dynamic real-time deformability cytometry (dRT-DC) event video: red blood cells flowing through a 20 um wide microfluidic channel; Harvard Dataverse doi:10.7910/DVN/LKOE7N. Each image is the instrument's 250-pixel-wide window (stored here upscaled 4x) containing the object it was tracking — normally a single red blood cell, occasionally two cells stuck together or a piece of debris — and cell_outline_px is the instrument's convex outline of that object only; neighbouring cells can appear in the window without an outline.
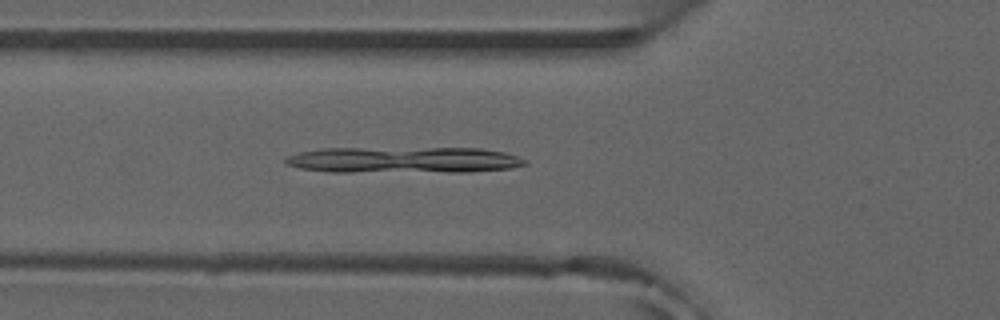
{"species": "common noctule bat (a hibernating species)", "species_latin": "Nyctalus noctula", "temperature_condition": "room temperature", "stored_images_in_passage": 18, "camera_frame_rate_fps": 3000, "um_per_image_px": 0.085, "animal": {"sex": "male", "forearm_length_mm": 52.5}, "frame": {"image": 1, "passage_image": 18, "time_ms": 5.667, "image_size_px": [1000, 320], "cell_outline_px": [[528, 164], [512, 168], [468, 172], [328, 172], [300, 168], [288, 164], [284, 160], [288, 156], [300, 152], [320, 148], [480, 148], [504, 152], [520, 156], [528, 160]], "centroid_in_image_um": [34.38, 13.6], "position_along_channel_um": 91.4, "area_um2": 37.05}}